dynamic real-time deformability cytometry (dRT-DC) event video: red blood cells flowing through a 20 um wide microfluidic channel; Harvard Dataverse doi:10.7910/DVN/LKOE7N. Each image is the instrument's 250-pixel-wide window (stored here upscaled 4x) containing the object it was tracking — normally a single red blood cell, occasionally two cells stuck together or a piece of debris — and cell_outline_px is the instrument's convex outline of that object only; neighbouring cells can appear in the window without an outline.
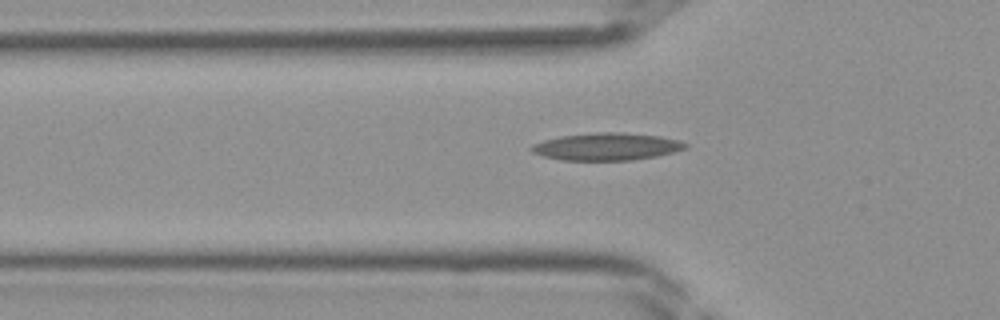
{"species": "Egyptian fruit bat (a non-hibernating species)", "species_latin": "Rousettus aegyptiacus", "temperature_condition": "room temperature", "stored_images_in_passage": 28, "camera_frame_rate_fps": 3000, "um_per_image_px": 0.085, "frame": {"image": 1, "passage_image": 5, "time_ms": 1.333, "image_size_px": [1000, 320], "cell_outline_px": [[688, 144], [684, 148], [672, 152], [656, 156], [632, 160], [560, 160], [544, 156], [532, 152], [528, 148], [532, 144], [544, 140], [560, 136], [596, 132], [620, 132], [660, 136], [680, 140]], "centroid_in_image_um": [51.53, 12.45], "position_along_channel_um": 74.3, "area_um2": 24.51}}
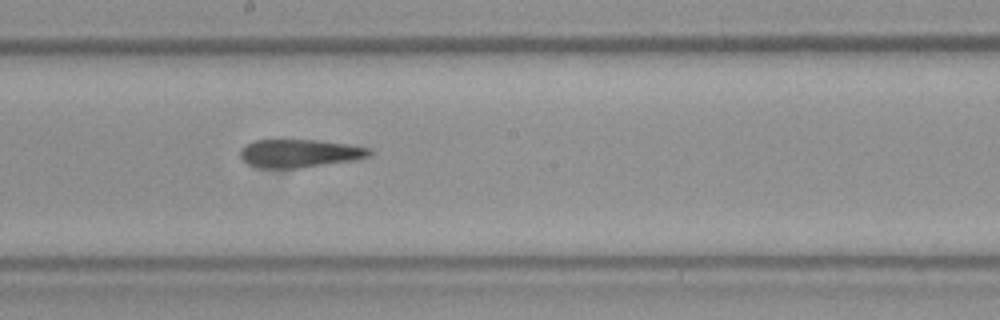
{"frame": {"image": 2, "passage_image": 14, "time_ms": 4.333, "image_size_px": [1000, 320], "cell_outline_px": [[372, 152], [368, 156], [352, 160], [300, 168], [256, 168], [248, 164], [240, 156], [240, 148], [256, 140], [280, 136], [284, 136], [348, 144], [368, 148]], "centroid_in_image_um": [25.36, 12.98], "position_along_channel_um": 222.8, "area_um2": 21.91}}
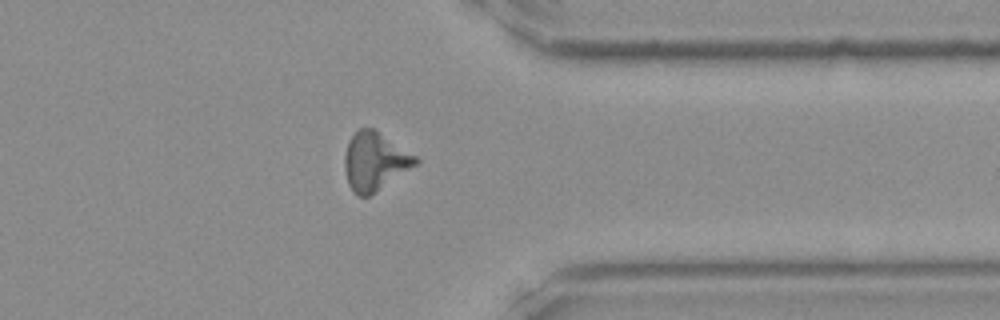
{"frame": {"image": 3, "passage_image": 24, "time_ms": 7.667, "image_size_px": [1000, 320], "cell_outline_px": [[420, 164], [368, 196], [356, 196], [352, 192], [348, 184], [344, 168], [344, 156], [348, 140], [360, 128], [372, 128], [416, 156], [420, 160]], "centroid_in_image_um": [31.85, 13.74], "position_along_channel_um": 379.5, "area_um2": 24.04}}